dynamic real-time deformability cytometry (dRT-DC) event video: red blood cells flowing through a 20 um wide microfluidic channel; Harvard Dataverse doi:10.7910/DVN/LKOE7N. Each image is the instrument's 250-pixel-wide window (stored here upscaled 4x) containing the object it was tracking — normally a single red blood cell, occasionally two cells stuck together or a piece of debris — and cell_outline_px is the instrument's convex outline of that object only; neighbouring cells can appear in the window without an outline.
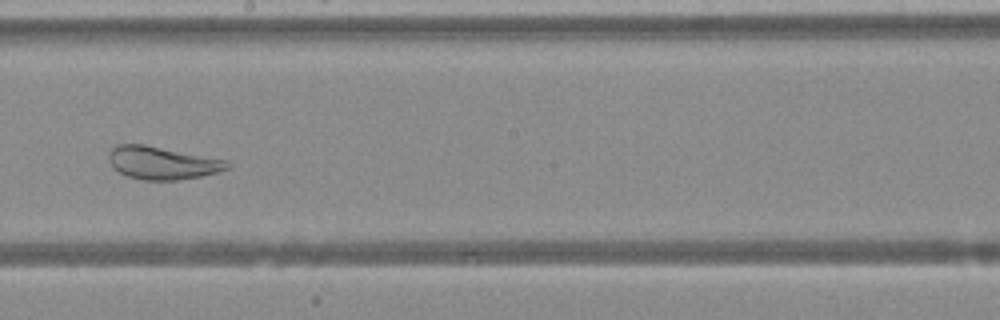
{"species": "Egyptian fruit bat (a non-hibernating species)", "species_latin": "Rousettus aegyptiacus", "temperature_condition": "warm", "stored_images_in_passage": 42, "camera_frame_rate_fps": 3000, "um_per_image_px": 0.085, "animal": {"sex": "female"}, "frame": {"image": 1, "passage_image": 21, "time_ms": 6.667, "image_size_px": [1000, 320], "cell_outline_px": [[232, 164], [228, 168], [216, 172], [200, 176], [180, 180], [144, 180], [128, 176], [120, 172], [108, 160], [108, 152], [112, 148], [120, 144], [144, 144], [228, 160]], "centroid_in_image_um": [13.81, 13.84], "position_along_channel_um": 234.4, "area_um2": 22.54}}
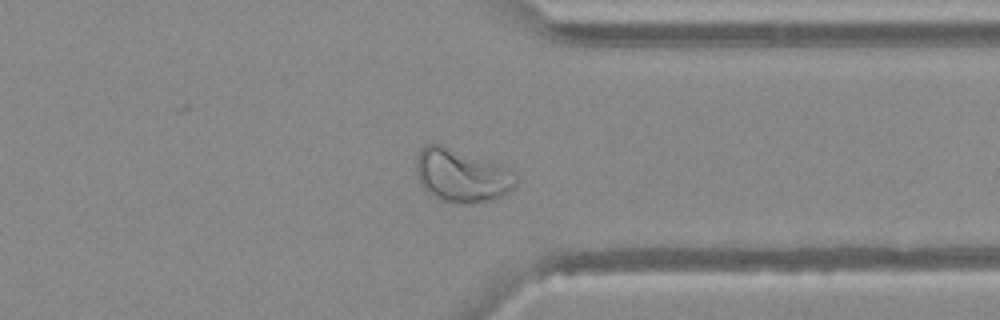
{"frame": {"image": 2, "passage_image": 31, "time_ms": 10.0, "image_size_px": [1000, 320], "cell_outline_px": [[520, 180], [508, 192], [496, 200], [472, 204], [464, 204], [440, 200], [432, 196], [420, 184], [416, 172], [416, 156], [428, 144], [440, 144], [496, 164], [512, 172]], "centroid_in_image_um": [39.23, 14.97], "position_along_channel_um": 372.2, "area_um2": 30.63}}
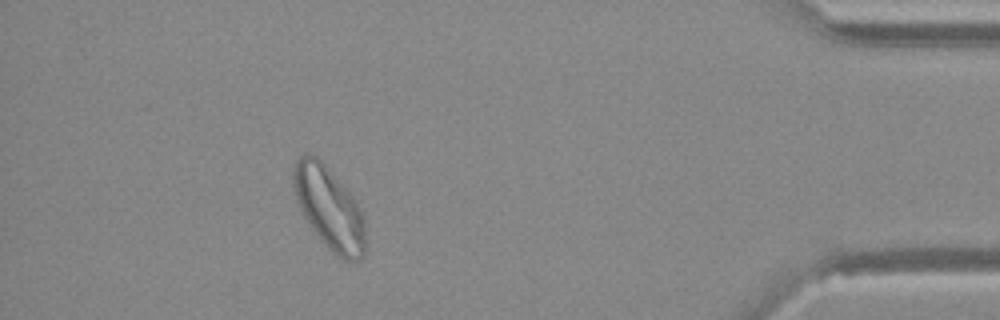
{"frame": {"image": 3, "passage_image": 37, "time_ms": 12.0, "image_size_px": [1000, 320], "cell_outline_px": [[364, 256], [360, 260], [344, 260], [332, 252], [320, 240], [304, 216], [300, 208], [292, 184], [292, 176], [296, 164], [300, 156], [316, 156], [324, 164], [356, 200], [364, 216]], "centroid_in_image_um": [27.99, 17.73], "position_along_channel_um": 407.2, "area_um2": 33.93}}